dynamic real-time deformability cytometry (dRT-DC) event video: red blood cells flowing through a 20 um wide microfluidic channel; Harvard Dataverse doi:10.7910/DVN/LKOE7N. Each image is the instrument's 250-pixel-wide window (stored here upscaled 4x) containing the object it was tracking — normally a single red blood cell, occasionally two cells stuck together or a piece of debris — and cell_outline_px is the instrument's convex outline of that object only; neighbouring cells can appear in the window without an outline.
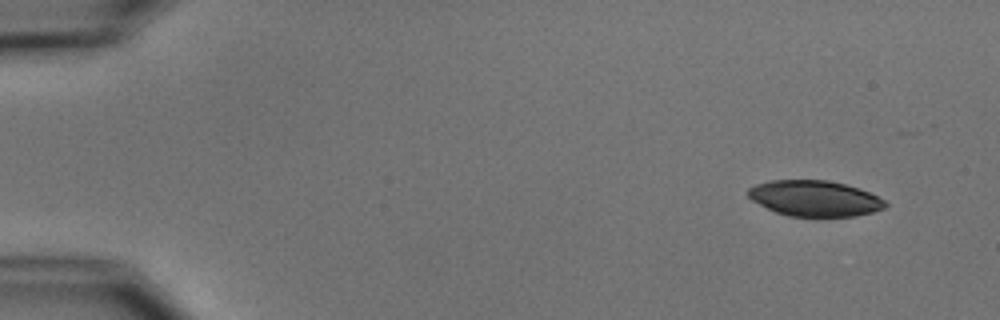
{"species": "common noctule bat (a hibernating species)", "species_latin": "Nyctalus noctula", "temperature_condition": "cold", "stored_images_in_passage": 7, "camera_frame_rate_fps": 3000, "um_per_image_px": 0.085, "animal": {"sex": "male", "body_mass_g": 15.6}, "frame": {"image": 1, "passage_image": 1, "time_ms": 0.0, "image_size_px": [1000, 320], "cell_outline_px": [[888, 204], [884, 208], [872, 212], [856, 216], [816, 220], [788, 216], [776, 212], [752, 200], [748, 196], [748, 188], [756, 184], [772, 180], [828, 180], [860, 188], [884, 200]], "centroid_in_image_um": [69.26, 16.91], "position_along_channel_um": 15.7, "area_um2": 29.36}}
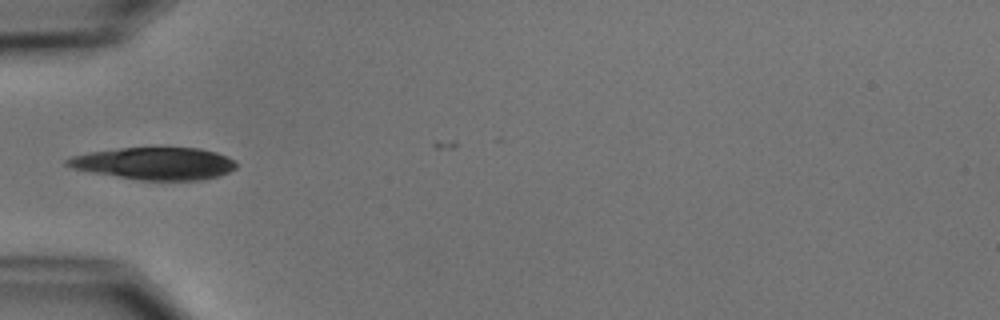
{"frame": {"image": 2, "passage_image": 5, "time_ms": 4.667, "image_size_px": [1000, 320], "cell_outline_px": [[236, 168], [228, 172], [216, 176], [200, 180], [140, 180], [92, 172], [72, 168], [64, 164], [64, 160], [72, 156], [88, 152], [120, 148], [200, 148], [216, 152], [232, 160], [236, 164]], "centroid_in_image_um": [13.09, 13.89], "position_along_channel_um": 71.9, "area_um2": 31.5}}